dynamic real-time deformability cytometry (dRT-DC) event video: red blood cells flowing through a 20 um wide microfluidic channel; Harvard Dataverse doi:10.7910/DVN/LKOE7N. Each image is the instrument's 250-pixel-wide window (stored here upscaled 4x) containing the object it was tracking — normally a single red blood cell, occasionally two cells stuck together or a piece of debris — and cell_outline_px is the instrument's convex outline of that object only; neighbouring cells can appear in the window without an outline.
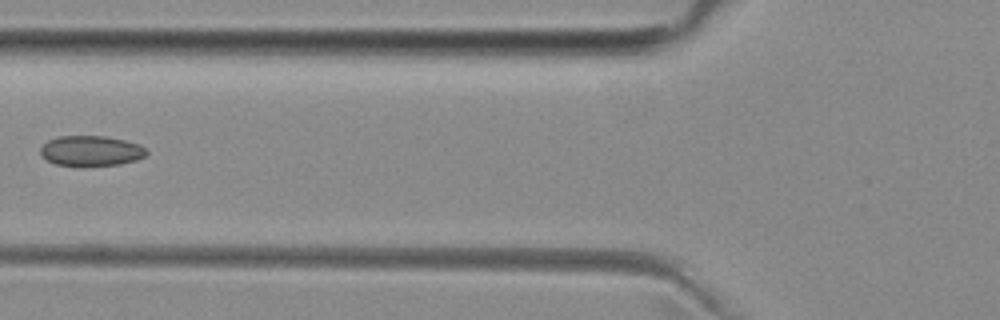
{"species": "common noctule bat (a hibernating species)", "species_latin": "Nyctalus noctula", "temperature_condition": "room temperature", "stored_images_in_passage": 5, "camera_frame_rate_fps": 3000, "um_per_image_px": 0.085, "animal": {"sex": "female", "body_mass_g": 29.2, "forearm_length_mm": 56.3}, "frame": {"image": 1, "passage_image": 4, "time_ms": 3.333, "image_size_px": [1000, 320], "cell_outline_px": [[148, 152], [144, 156], [136, 160], [120, 164], [84, 168], [56, 164], [40, 156], [40, 148], [48, 140], [60, 136], [108, 136], [140, 144]], "centroid_in_image_um": [7.72, 12.85], "position_along_channel_um": 118.1, "area_um2": 19.19}}
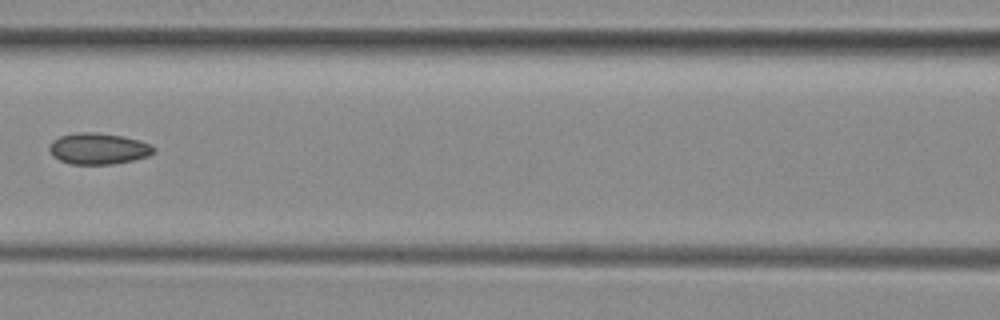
{"frame": {"image": 2, "passage_image": 5, "time_ms": 4.333, "image_size_px": [1000, 320], "cell_outline_px": [[156, 148], [148, 156], [132, 160], [112, 164], [72, 164], [60, 160], [52, 156], [48, 148], [52, 140], [60, 136], [80, 132], [96, 132], [120, 136], [140, 140], [152, 144]], "centroid_in_image_um": [8.35, 12.63], "position_along_channel_um": 158.3, "area_um2": 18.96}}